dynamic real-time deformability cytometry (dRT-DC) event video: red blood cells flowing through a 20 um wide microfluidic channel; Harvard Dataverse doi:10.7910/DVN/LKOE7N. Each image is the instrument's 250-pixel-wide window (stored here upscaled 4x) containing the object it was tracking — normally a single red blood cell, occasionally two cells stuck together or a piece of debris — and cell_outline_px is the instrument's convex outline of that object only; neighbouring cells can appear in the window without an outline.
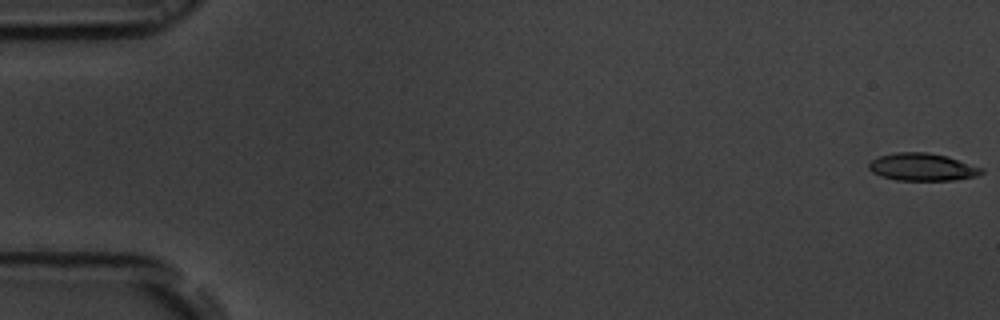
{"species": "common noctule bat (a hibernating species)", "species_latin": "Nyctalus noctula", "temperature_condition": "room temperature", "stored_images_in_passage": 56, "camera_frame_rate_fps": 3000, "um_per_image_px": 0.085, "animal": {"sex": "male", "body_mass_g": 19.5, "forearm_length_mm": 54.6}, "frame": {"image": 1, "passage_image": 1, "time_ms": 0.0, "image_size_px": [1000, 320], "cell_outline_px": [[984, 172], [976, 176], [952, 180], [896, 180], [880, 176], [872, 172], [868, 168], [868, 164], [872, 160], [880, 156], [896, 152], [928, 152], [948, 156], [984, 168]], "centroid_in_image_um": [78.41, 14.19], "position_along_channel_um": 6.6, "area_um2": 18.15}}
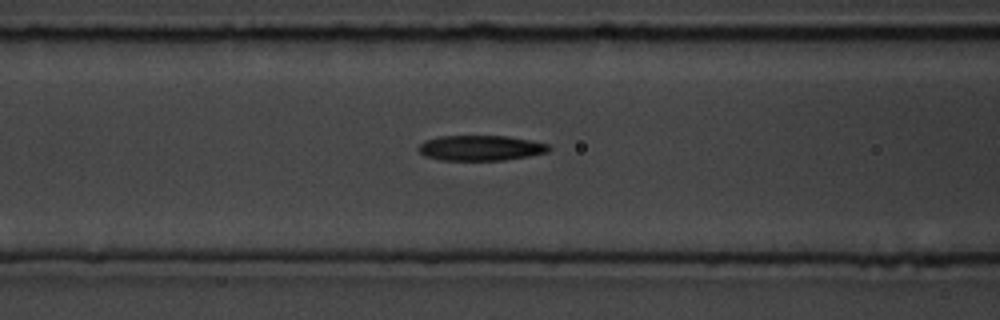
{"frame": {"image": 2, "passage_image": 23, "time_ms": 7.333, "image_size_px": [1000, 320], "cell_outline_px": [[552, 148], [548, 152], [528, 156], [504, 160], [440, 160], [424, 156], [416, 148], [424, 140], [440, 136], [508, 136], [532, 140], [548, 144]], "centroid_in_image_um": [40.85, 12.57], "position_along_channel_um": 125.8, "area_um2": 19.36}}
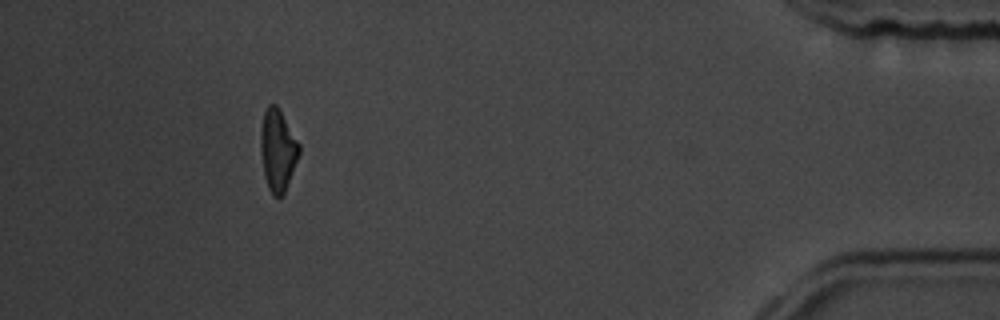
{"frame": {"image": 3, "passage_image": 51, "time_ms": 16.667, "image_size_px": [1000, 320], "cell_outline_px": [[300, 152], [284, 192], [280, 196], [272, 196], [268, 188], [264, 176], [260, 148], [260, 132], [264, 112], [268, 104], [276, 104], [280, 108], [300, 144]], "centroid_in_image_um": [23.6, 12.72], "position_along_channel_um": 411.6, "area_um2": 18.38}, "authors_computed_cell_mechanics": {"area_um2": 18.8428, "velocity_mm_per_s": 3.7094, "shape_relaxation_time_tau1_ms": 5.9142, "shape_relaxation_time_tau2_ms": 7.8639, "deformation_change_tau1": 0.1775, "deformation_change_tau2": 0.2302}}